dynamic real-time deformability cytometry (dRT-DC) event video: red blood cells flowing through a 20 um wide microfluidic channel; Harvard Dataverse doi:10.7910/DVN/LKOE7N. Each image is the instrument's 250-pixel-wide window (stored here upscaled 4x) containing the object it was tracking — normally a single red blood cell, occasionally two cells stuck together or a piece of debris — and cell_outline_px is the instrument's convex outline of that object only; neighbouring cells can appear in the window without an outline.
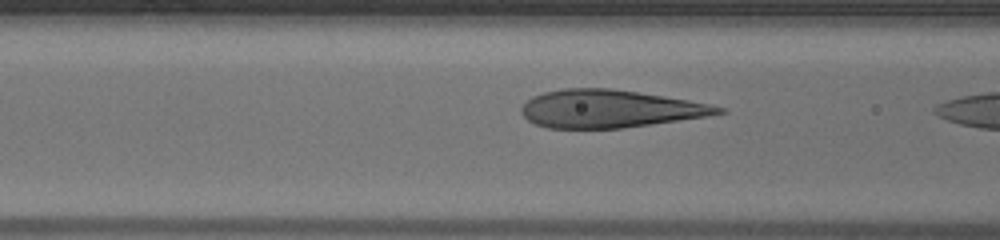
{"species": "human", "species_latin": "Homo sapiens", "temperature_condition": "warm", "stored_images_in_passage": 5, "camera_frame_rate_fps": 3000, "um_per_image_px": 0.085, "donor": {"sex": "male"}, "frame": {"image": 1, "passage_image": 4, "time_ms": 1.0, "image_size_px": [1000, 240], "cell_outline_px": [[728, 112], [708, 116], [620, 128], [548, 128], [536, 124], [528, 120], [520, 112], [520, 108], [532, 96], [544, 92], [564, 88], [608, 88], [664, 96], [688, 100], [708, 104], [724, 108]], "centroid_in_image_um": [51.79, 9.24], "position_along_channel_um": 114.8, "area_um2": 42.95}}